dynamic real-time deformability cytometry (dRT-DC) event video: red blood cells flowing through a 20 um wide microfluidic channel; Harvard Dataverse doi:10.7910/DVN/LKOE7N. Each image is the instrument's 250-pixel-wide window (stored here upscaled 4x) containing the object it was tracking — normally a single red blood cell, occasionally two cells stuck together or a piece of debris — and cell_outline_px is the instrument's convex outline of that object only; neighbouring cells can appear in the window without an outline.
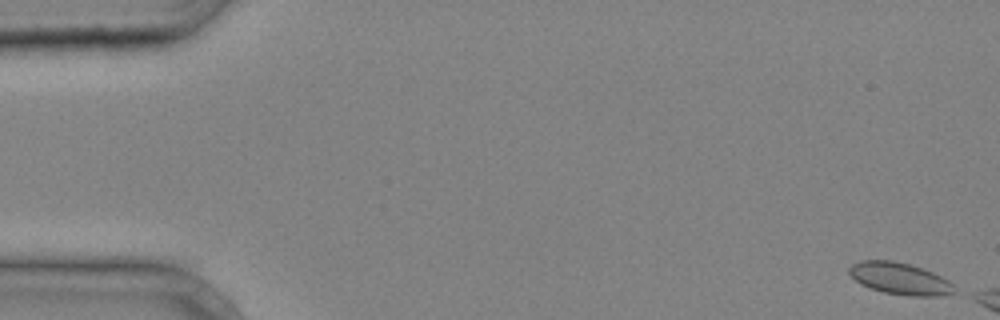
{"species": "common noctule bat (a hibernating species)", "species_latin": "Nyctalus noctula", "temperature_condition": "cold", "stored_images_in_passage": 6, "camera_frame_rate_fps": 3000, "um_per_image_px": 0.085, "animal": {"sex": "male", "body_mass_g": 20.4}, "frame": {"image": 1, "passage_image": 1, "time_ms": 0.0, "image_size_px": [1000, 320], "cell_outline_px": [[956, 292], [940, 296], [908, 296], [884, 292], [868, 288], [860, 284], [848, 272], [848, 268], [852, 264], [860, 260], [892, 260], [908, 264], [932, 272], [948, 280], [952, 284]], "centroid_in_image_um": [76.46, 23.68], "position_along_channel_um": 8.5, "area_um2": 19.48}}